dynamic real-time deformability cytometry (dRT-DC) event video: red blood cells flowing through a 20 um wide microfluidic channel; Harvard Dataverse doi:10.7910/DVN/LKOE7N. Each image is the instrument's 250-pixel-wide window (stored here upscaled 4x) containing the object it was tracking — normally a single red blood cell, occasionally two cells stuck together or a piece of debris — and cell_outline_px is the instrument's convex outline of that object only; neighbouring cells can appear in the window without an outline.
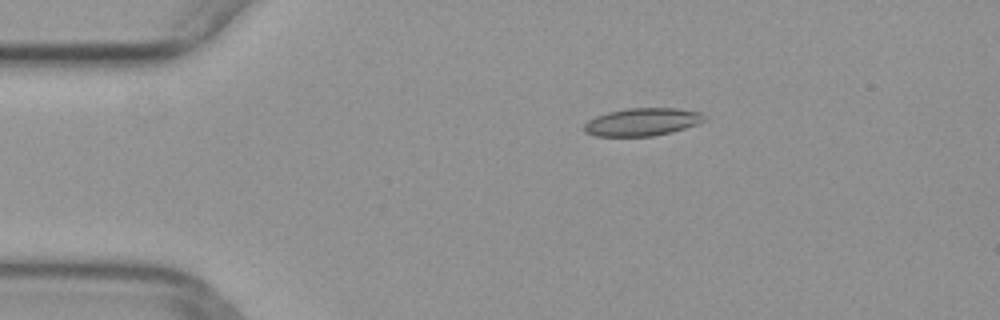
{"species": "common noctule bat (a hibernating species)", "species_latin": "Nyctalus noctula", "temperature_condition": "warm", "stored_images_in_passage": 42, "camera_frame_rate_fps": 3000, "um_per_image_px": 0.085, "animal": {"sex": "female", "body_mass_g": 29.2, "forearm_length_mm": 56.3}, "frame": {"image": 1, "passage_image": 1, "time_ms": 0.0, "image_size_px": [1000, 320], "cell_outline_px": [[708, 120], [684, 128], [652, 136], [596, 136], [584, 132], [584, 124], [588, 120], [596, 116], [608, 112], [628, 108], [676, 108], [700, 112], [708, 116]], "centroid_in_image_um": [54.6, 10.36], "position_along_channel_um": 30.4, "area_um2": 19.42}}
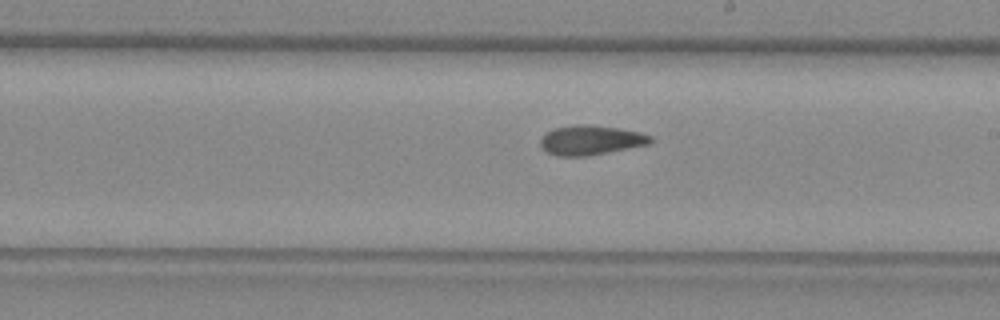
{"frame": {"image": 2, "passage_image": 20, "time_ms": 6.333, "image_size_px": [1000, 320], "cell_outline_px": [[656, 140], [648, 144], [584, 156], [556, 156], [548, 152], [540, 144], [540, 140], [544, 132], [556, 128], [576, 124], [588, 124], [616, 128], [640, 132], [652, 136]], "centroid_in_image_um": [50.2, 11.9], "position_along_channel_um": 238.8, "area_um2": 18.79}}
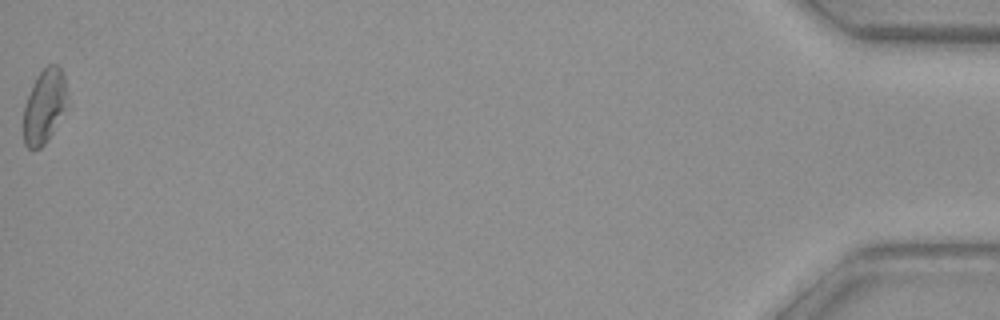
{"frame": {"image": 3, "passage_image": 42, "time_ms": 13.667, "image_size_px": [1000, 320], "cell_outline_px": [[68, 108], [44, 144], [40, 148], [28, 148], [24, 144], [24, 104], [32, 84], [36, 76], [48, 64], [56, 64], [60, 68], [64, 76], [68, 96]], "centroid_in_image_um": [3.79, 9.0], "position_along_channel_um": 431.4, "area_um2": 19.13}}